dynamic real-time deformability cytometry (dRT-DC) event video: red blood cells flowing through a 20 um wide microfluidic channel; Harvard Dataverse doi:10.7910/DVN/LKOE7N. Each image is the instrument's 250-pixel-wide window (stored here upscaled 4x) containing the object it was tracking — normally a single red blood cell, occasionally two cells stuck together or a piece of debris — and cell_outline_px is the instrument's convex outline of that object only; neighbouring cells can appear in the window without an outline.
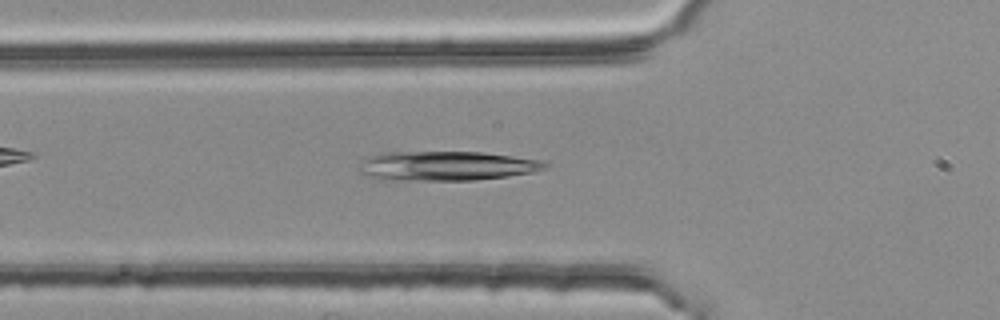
{"species": "common noctule bat (a hibernating species)", "species_latin": "Nyctalus noctula", "temperature_condition": "room temperature", "stored_images_in_passage": 45, "camera_frame_rate_fps": 3000, "um_per_image_px": 0.085, "animal": {"sex": "female", "body_mass_g": 25.1}, "frame": {"image": 1, "passage_image": 12, "time_ms": 3.667, "image_size_px": [1000, 320], "cell_outline_px": [[548, 168], [532, 172], [508, 176], [476, 180], [376, 180], [360, 172], [356, 168], [364, 156], [380, 152], [484, 152], [540, 160], [548, 164]], "centroid_in_image_um": [37.84, 14.1], "position_along_channel_um": 88.0, "area_um2": 32.43}}
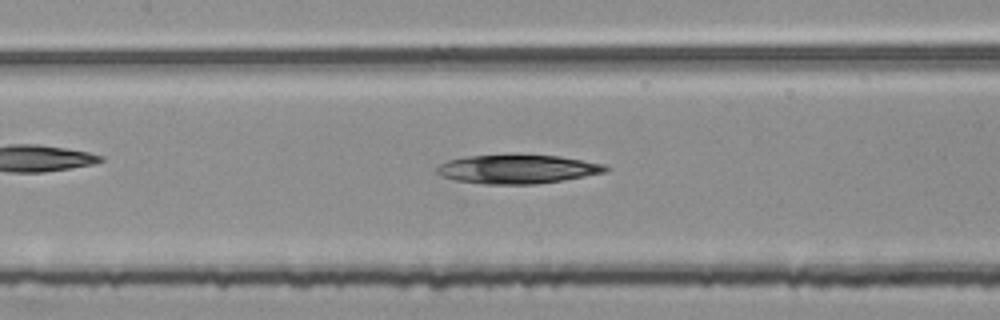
{"frame": {"image": 2, "passage_image": 18, "time_ms": 5.667, "image_size_px": [1000, 320], "cell_outline_px": [[608, 168], [604, 172], [584, 176], [536, 184], [484, 184], [456, 180], [440, 176], [436, 172], [436, 168], [440, 164], [448, 160], [468, 156], [508, 152], [560, 156], [604, 164]], "centroid_in_image_um": [43.91, 14.33], "position_along_channel_um": 163.5, "area_um2": 29.02}}
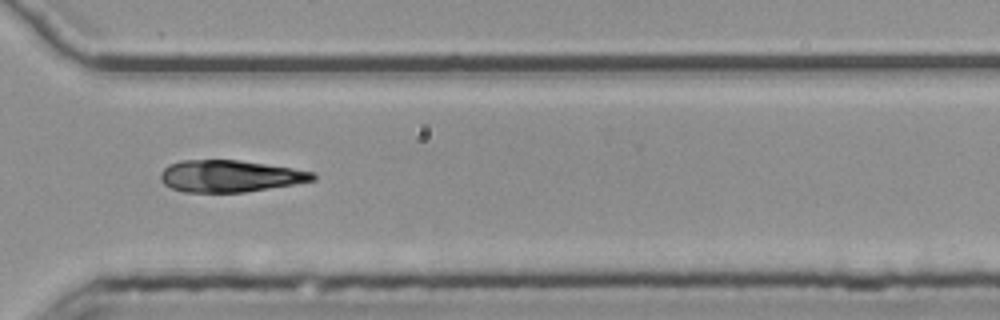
{"frame": {"image": 3, "passage_image": 33, "time_ms": 10.667, "image_size_px": [1000, 320], "cell_outline_px": [[316, 180], [244, 192], [184, 192], [172, 188], [164, 184], [160, 180], [160, 176], [164, 168], [168, 164], [180, 160], [240, 160], [292, 168], [312, 172], [316, 176]], "centroid_in_image_um": [19.5, 14.96], "position_along_channel_um": 351.1, "area_um2": 28.09}}